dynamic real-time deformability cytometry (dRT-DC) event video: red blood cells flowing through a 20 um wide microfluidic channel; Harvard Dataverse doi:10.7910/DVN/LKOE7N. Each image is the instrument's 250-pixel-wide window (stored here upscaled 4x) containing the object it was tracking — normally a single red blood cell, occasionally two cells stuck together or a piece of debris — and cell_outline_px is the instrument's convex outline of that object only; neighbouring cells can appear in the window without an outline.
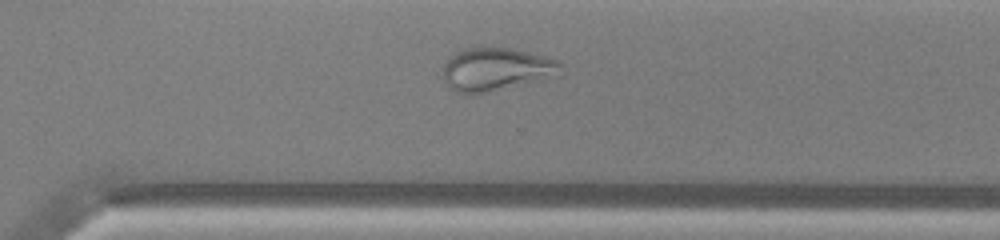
{"species": "common noctule bat (a hibernating species)", "species_latin": "Nyctalus noctula", "temperature_condition": "warm", "stored_images_in_passage": 30, "camera_frame_rate_fps": 3000, "um_per_image_px": 0.085, "animal": {"sex": "male", "body_mass_g": 13.0, "forearm_length_mm": 53.1}, "frame": {"image": 1, "passage_image": 26, "time_ms": 8.333, "image_size_px": [1000, 240], "cell_outline_px": [[564, 76], [488, 92], [456, 92], [444, 80], [444, 64], [456, 52], [464, 48], [512, 48], [560, 60], [564, 68]], "centroid_in_image_um": [42.32, 5.89], "position_along_channel_um": 328.3, "area_um2": 29.71}, "authors_computed_cell_mechanics": {"area_um2": 28.4954, "velocity_mm_per_s": 4.0497, "shape_relaxation_time_tau1_ms": null, "shape_relaxation_time_tau2_ms": 1.3543, "deformation_change_tau1": null, "deformation_change_tau2": 0.0844}}